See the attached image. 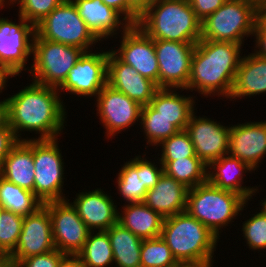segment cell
Listing matches in <instances>:
<instances>
[{
    "label": "cell",
    "instance_id": "obj_19",
    "mask_svg": "<svg viewBox=\"0 0 266 267\" xmlns=\"http://www.w3.org/2000/svg\"><path fill=\"white\" fill-rule=\"evenodd\" d=\"M107 84L126 94L141 106L150 104L159 89L155 82L141 76L133 67L122 62L110 49L107 60Z\"/></svg>",
    "mask_w": 266,
    "mask_h": 267
},
{
    "label": "cell",
    "instance_id": "obj_44",
    "mask_svg": "<svg viewBox=\"0 0 266 267\" xmlns=\"http://www.w3.org/2000/svg\"><path fill=\"white\" fill-rule=\"evenodd\" d=\"M253 36L255 37V47L252 52L260 57L266 58V23L260 17L256 22Z\"/></svg>",
    "mask_w": 266,
    "mask_h": 267
},
{
    "label": "cell",
    "instance_id": "obj_5",
    "mask_svg": "<svg viewBox=\"0 0 266 267\" xmlns=\"http://www.w3.org/2000/svg\"><path fill=\"white\" fill-rule=\"evenodd\" d=\"M248 204L241 195L206 181L188 190L186 211L219 238L222 228H227L228 224L242 215Z\"/></svg>",
    "mask_w": 266,
    "mask_h": 267
},
{
    "label": "cell",
    "instance_id": "obj_48",
    "mask_svg": "<svg viewBox=\"0 0 266 267\" xmlns=\"http://www.w3.org/2000/svg\"><path fill=\"white\" fill-rule=\"evenodd\" d=\"M214 260L198 262H178L174 267H213Z\"/></svg>",
    "mask_w": 266,
    "mask_h": 267
},
{
    "label": "cell",
    "instance_id": "obj_47",
    "mask_svg": "<svg viewBox=\"0 0 266 267\" xmlns=\"http://www.w3.org/2000/svg\"><path fill=\"white\" fill-rule=\"evenodd\" d=\"M9 124L8 116V101L7 98L0 100V128H3Z\"/></svg>",
    "mask_w": 266,
    "mask_h": 267
},
{
    "label": "cell",
    "instance_id": "obj_30",
    "mask_svg": "<svg viewBox=\"0 0 266 267\" xmlns=\"http://www.w3.org/2000/svg\"><path fill=\"white\" fill-rule=\"evenodd\" d=\"M163 172L188 189L207 181V165L198 157H183L173 161H160Z\"/></svg>",
    "mask_w": 266,
    "mask_h": 267
},
{
    "label": "cell",
    "instance_id": "obj_32",
    "mask_svg": "<svg viewBox=\"0 0 266 267\" xmlns=\"http://www.w3.org/2000/svg\"><path fill=\"white\" fill-rule=\"evenodd\" d=\"M139 126L142 128L140 132H143L145 139H147L145 140L147 141L146 150L148 145L156 146L155 150L158 149L157 145L163 140L180 131L170 120L159 115V112L150 104L142 106Z\"/></svg>",
    "mask_w": 266,
    "mask_h": 267
},
{
    "label": "cell",
    "instance_id": "obj_51",
    "mask_svg": "<svg viewBox=\"0 0 266 267\" xmlns=\"http://www.w3.org/2000/svg\"><path fill=\"white\" fill-rule=\"evenodd\" d=\"M0 267H14L7 258L0 257Z\"/></svg>",
    "mask_w": 266,
    "mask_h": 267
},
{
    "label": "cell",
    "instance_id": "obj_2",
    "mask_svg": "<svg viewBox=\"0 0 266 267\" xmlns=\"http://www.w3.org/2000/svg\"><path fill=\"white\" fill-rule=\"evenodd\" d=\"M243 45L228 41L201 39L196 43L191 61L188 90L209 97L228 100L242 58Z\"/></svg>",
    "mask_w": 266,
    "mask_h": 267
},
{
    "label": "cell",
    "instance_id": "obj_17",
    "mask_svg": "<svg viewBox=\"0 0 266 267\" xmlns=\"http://www.w3.org/2000/svg\"><path fill=\"white\" fill-rule=\"evenodd\" d=\"M190 116L186 132L194 145L196 156L207 166L229 153L230 125L225 126L207 116Z\"/></svg>",
    "mask_w": 266,
    "mask_h": 267
},
{
    "label": "cell",
    "instance_id": "obj_15",
    "mask_svg": "<svg viewBox=\"0 0 266 267\" xmlns=\"http://www.w3.org/2000/svg\"><path fill=\"white\" fill-rule=\"evenodd\" d=\"M120 45L112 52L125 64L133 67L141 76H144L159 87V67L151 39L139 26L130 25L120 34Z\"/></svg>",
    "mask_w": 266,
    "mask_h": 267
},
{
    "label": "cell",
    "instance_id": "obj_24",
    "mask_svg": "<svg viewBox=\"0 0 266 267\" xmlns=\"http://www.w3.org/2000/svg\"><path fill=\"white\" fill-rule=\"evenodd\" d=\"M264 93L266 94V58L254 52L243 55L228 99L234 101Z\"/></svg>",
    "mask_w": 266,
    "mask_h": 267
},
{
    "label": "cell",
    "instance_id": "obj_38",
    "mask_svg": "<svg viewBox=\"0 0 266 267\" xmlns=\"http://www.w3.org/2000/svg\"><path fill=\"white\" fill-rule=\"evenodd\" d=\"M64 0H15L12 5H18V13L34 26L39 24Z\"/></svg>",
    "mask_w": 266,
    "mask_h": 267
},
{
    "label": "cell",
    "instance_id": "obj_54",
    "mask_svg": "<svg viewBox=\"0 0 266 267\" xmlns=\"http://www.w3.org/2000/svg\"><path fill=\"white\" fill-rule=\"evenodd\" d=\"M259 7L266 2V0H253Z\"/></svg>",
    "mask_w": 266,
    "mask_h": 267
},
{
    "label": "cell",
    "instance_id": "obj_23",
    "mask_svg": "<svg viewBox=\"0 0 266 267\" xmlns=\"http://www.w3.org/2000/svg\"><path fill=\"white\" fill-rule=\"evenodd\" d=\"M188 188L164 172L145 195L144 203L163 218L186 211Z\"/></svg>",
    "mask_w": 266,
    "mask_h": 267
},
{
    "label": "cell",
    "instance_id": "obj_13",
    "mask_svg": "<svg viewBox=\"0 0 266 267\" xmlns=\"http://www.w3.org/2000/svg\"><path fill=\"white\" fill-rule=\"evenodd\" d=\"M69 201L65 199L43 205L51 217L55 249L64 254H77L83 248L90 230Z\"/></svg>",
    "mask_w": 266,
    "mask_h": 267
},
{
    "label": "cell",
    "instance_id": "obj_52",
    "mask_svg": "<svg viewBox=\"0 0 266 267\" xmlns=\"http://www.w3.org/2000/svg\"><path fill=\"white\" fill-rule=\"evenodd\" d=\"M5 5H6L7 7H8V5L11 6V4H10L7 0H0V10L6 8Z\"/></svg>",
    "mask_w": 266,
    "mask_h": 267
},
{
    "label": "cell",
    "instance_id": "obj_56",
    "mask_svg": "<svg viewBox=\"0 0 266 267\" xmlns=\"http://www.w3.org/2000/svg\"><path fill=\"white\" fill-rule=\"evenodd\" d=\"M3 211L2 206L0 205V217H1V212Z\"/></svg>",
    "mask_w": 266,
    "mask_h": 267
},
{
    "label": "cell",
    "instance_id": "obj_35",
    "mask_svg": "<svg viewBox=\"0 0 266 267\" xmlns=\"http://www.w3.org/2000/svg\"><path fill=\"white\" fill-rule=\"evenodd\" d=\"M24 216L3 210L0 217V257L8 258L16 249Z\"/></svg>",
    "mask_w": 266,
    "mask_h": 267
},
{
    "label": "cell",
    "instance_id": "obj_40",
    "mask_svg": "<svg viewBox=\"0 0 266 267\" xmlns=\"http://www.w3.org/2000/svg\"><path fill=\"white\" fill-rule=\"evenodd\" d=\"M64 253L57 249L19 261L14 267H56Z\"/></svg>",
    "mask_w": 266,
    "mask_h": 267
},
{
    "label": "cell",
    "instance_id": "obj_9",
    "mask_svg": "<svg viewBox=\"0 0 266 267\" xmlns=\"http://www.w3.org/2000/svg\"><path fill=\"white\" fill-rule=\"evenodd\" d=\"M55 139H33L34 194L43 203L68 199L64 194V159Z\"/></svg>",
    "mask_w": 266,
    "mask_h": 267
},
{
    "label": "cell",
    "instance_id": "obj_6",
    "mask_svg": "<svg viewBox=\"0 0 266 267\" xmlns=\"http://www.w3.org/2000/svg\"><path fill=\"white\" fill-rule=\"evenodd\" d=\"M260 7L252 0H227L201 25V39L228 41L244 46V38L253 37Z\"/></svg>",
    "mask_w": 266,
    "mask_h": 267
},
{
    "label": "cell",
    "instance_id": "obj_28",
    "mask_svg": "<svg viewBox=\"0 0 266 267\" xmlns=\"http://www.w3.org/2000/svg\"><path fill=\"white\" fill-rule=\"evenodd\" d=\"M116 267H141L140 251L143 239L118 222L107 230Z\"/></svg>",
    "mask_w": 266,
    "mask_h": 267
},
{
    "label": "cell",
    "instance_id": "obj_36",
    "mask_svg": "<svg viewBox=\"0 0 266 267\" xmlns=\"http://www.w3.org/2000/svg\"><path fill=\"white\" fill-rule=\"evenodd\" d=\"M162 147L160 161H173L185 157H197L194 145L186 130L177 132L163 140L157 147Z\"/></svg>",
    "mask_w": 266,
    "mask_h": 267
},
{
    "label": "cell",
    "instance_id": "obj_27",
    "mask_svg": "<svg viewBox=\"0 0 266 267\" xmlns=\"http://www.w3.org/2000/svg\"><path fill=\"white\" fill-rule=\"evenodd\" d=\"M118 209V223L142 238H156L161 235L164 218L144 202L126 203Z\"/></svg>",
    "mask_w": 266,
    "mask_h": 267
},
{
    "label": "cell",
    "instance_id": "obj_26",
    "mask_svg": "<svg viewBox=\"0 0 266 267\" xmlns=\"http://www.w3.org/2000/svg\"><path fill=\"white\" fill-rule=\"evenodd\" d=\"M159 88L150 101V105L159 112V115L170 120L180 131L185 130L190 116L197 111L193 95L179 94L184 88ZM179 91V92H177Z\"/></svg>",
    "mask_w": 266,
    "mask_h": 267
},
{
    "label": "cell",
    "instance_id": "obj_16",
    "mask_svg": "<svg viewBox=\"0 0 266 267\" xmlns=\"http://www.w3.org/2000/svg\"><path fill=\"white\" fill-rule=\"evenodd\" d=\"M56 250L48 209L43 205L36 212L24 216L21 233L14 252L7 258L15 266L31 256Z\"/></svg>",
    "mask_w": 266,
    "mask_h": 267
},
{
    "label": "cell",
    "instance_id": "obj_29",
    "mask_svg": "<svg viewBox=\"0 0 266 267\" xmlns=\"http://www.w3.org/2000/svg\"><path fill=\"white\" fill-rule=\"evenodd\" d=\"M0 205L3 210L26 216L36 212L43 203L30 190L0 176Z\"/></svg>",
    "mask_w": 266,
    "mask_h": 267
},
{
    "label": "cell",
    "instance_id": "obj_18",
    "mask_svg": "<svg viewBox=\"0 0 266 267\" xmlns=\"http://www.w3.org/2000/svg\"><path fill=\"white\" fill-rule=\"evenodd\" d=\"M228 154L257 170L266 157V121L231 124Z\"/></svg>",
    "mask_w": 266,
    "mask_h": 267
},
{
    "label": "cell",
    "instance_id": "obj_3",
    "mask_svg": "<svg viewBox=\"0 0 266 267\" xmlns=\"http://www.w3.org/2000/svg\"><path fill=\"white\" fill-rule=\"evenodd\" d=\"M201 25L188 0H155L137 23L153 40L195 44L201 40Z\"/></svg>",
    "mask_w": 266,
    "mask_h": 267
},
{
    "label": "cell",
    "instance_id": "obj_1",
    "mask_svg": "<svg viewBox=\"0 0 266 267\" xmlns=\"http://www.w3.org/2000/svg\"><path fill=\"white\" fill-rule=\"evenodd\" d=\"M7 101L9 126L19 141L28 140L29 137L22 138V132L26 131L40 134L38 138L30 136L29 139H55L67 126L66 106L56 87L32 81L9 95Z\"/></svg>",
    "mask_w": 266,
    "mask_h": 267
},
{
    "label": "cell",
    "instance_id": "obj_21",
    "mask_svg": "<svg viewBox=\"0 0 266 267\" xmlns=\"http://www.w3.org/2000/svg\"><path fill=\"white\" fill-rule=\"evenodd\" d=\"M71 1L88 29L101 42L110 37L115 38L117 34H122L131 25L119 12L101 0Z\"/></svg>",
    "mask_w": 266,
    "mask_h": 267
},
{
    "label": "cell",
    "instance_id": "obj_41",
    "mask_svg": "<svg viewBox=\"0 0 266 267\" xmlns=\"http://www.w3.org/2000/svg\"><path fill=\"white\" fill-rule=\"evenodd\" d=\"M227 0H188L196 17L202 22L218 10Z\"/></svg>",
    "mask_w": 266,
    "mask_h": 267
},
{
    "label": "cell",
    "instance_id": "obj_14",
    "mask_svg": "<svg viewBox=\"0 0 266 267\" xmlns=\"http://www.w3.org/2000/svg\"><path fill=\"white\" fill-rule=\"evenodd\" d=\"M195 43L154 40L159 88H186L189 83Z\"/></svg>",
    "mask_w": 266,
    "mask_h": 267
},
{
    "label": "cell",
    "instance_id": "obj_49",
    "mask_svg": "<svg viewBox=\"0 0 266 267\" xmlns=\"http://www.w3.org/2000/svg\"><path fill=\"white\" fill-rule=\"evenodd\" d=\"M12 78L9 77L1 68H0V94L3 92V90L6 88V86L8 87L9 85H7L8 80Z\"/></svg>",
    "mask_w": 266,
    "mask_h": 267
},
{
    "label": "cell",
    "instance_id": "obj_8",
    "mask_svg": "<svg viewBox=\"0 0 266 267\" xmlns=\"http://www.w3.org/2000/svg\"><path fill=\"white\" fill-rule=\"evenodd\" d=\"M35 33L41 39L78 47L85 52L101 43L88 29L71 0L61 2L35 26Z\"/></svg>",
    "mask_w": 266,
    "mask_h": 267
},
{
    "label": "cell",
    "instance_id": "obj_46",
    "mask_svg": "<svg viewBox=\"0 0 266 267\" xmlns=\"http://www.w3.org/2000/svg\"><path fill=\"white\" fill-rule=\"evenodd\" d=\"M107 6L115 9L126 19V0H101Z\"/></svg>",
    "mask_w": 266,
    "mask_h": 267
},
{
    "label": "cell",
    "instance_id": "obj_33",
    "mask_svg": "<svg viewBox=\"0 0 266 267\" xmlns=\"http://www.w3.org/2000/svg\"><path fill=\"white\" fill-rule=\"evenodd\" d=\"M121 166L116 178L117 193L126 203L143 202L148 191L137 176V156Z\"/></svg>",
    "mask_w": 266,
    "mask_h": 267
},
{
    "label": "cell",
    "instance_id": "obj_31",
    "mask_svg": "<svg viewBox=\"0 0 266 267\" xmlns=\"http://www.w3.org/2000/svg\"><path fill=\"white\" fill-rule=\"evenodd\" d=\"M77 255L83 267L114 266L113 252L107 231H90L83 248Z\"/></svg>",
    "mask_w": 266,
    "mask_h": 267
},
{
    "label": "cell",
    "instance_id": "obj_12",
    "mask_svg": "<svg viewBox=\"0 0 266 267\" xmlns=\"http://www.w3.org/2000/svg\"><path fill=\"white\" fill-rule=\"evenodd\" d=\"M96 115L106 129L105 137L110 139L121 133L122 130L140 123L142 106L130 99L126 94L119 92L108 84L95 98ZM137 121V122H136Z\"/></svg>",
    "mask_w": 266,
    "mask_h": 267
},
{
    "label": "cell",
    "instance_id": "obj_22",
    "mask_svg": "<svg viewBox=\"0 0 266 267\" xmlns=\"http://www.w3.org/2000/svg\"><path fill=\"white\" fill-rule=\"evenodd\" d=\"M252 171L255 170L247 163L227 154L207 166V181L220 189L241 195L246 201H252V197L259 193V186L243 185V176Z\"/></svg>",
    "mask_w": 266,
    "mask_h": 267
},
{
    "label": "cell",
    "instance_id": "obj_45",
    "mask_svg": "<svg viewBox=\"0 0 266 267\" xmlns=\"http://www.w3.org/2000/svg\"><path fill=\"white\" fill-rule=\"evenodd\" d=\"M56 267H83L77 254H64Z\"/></svg>",
    "mask_w": 266,
    "mask_h": 267
},
{
    "label": "cell",
    "instance_id": "obj_39",
    "mask_svg": "<svg viewBox=\"0 0 266 267\" xmlns=\"http://www.w3.org/2000/svg\"><path fill=\"white\" fill-rule=\"evenodd\" d=\"M146 158V154H137V176L142 181L147 190L153 188L158 182V179L163 174V166L160 160L155 164L152 159ZM160 162V163H159ZM157 165V166H156ZM159 166V167H158Z\"/></svg>",
    "mask_w": 266,
    "mask_h": 267
},
{
    "label": "cell",
    "instance_id": "obj_42",
    "mask_svg": "<svg viewBox=\"0 0 266 267\" xmlns=\"http://www.w3.org/2000/svg\"><path fill=\"white\" fill-rule=\"evenodd\" d=\"M155 0H126V20L131 25H137L140 16Z\"/></svg>",
    "mask_w": 266,
    "mask_h": 267
},
{
    "label": "cell",
    "instance_id": "obj_34",
    "mask_svg": "<svg viewBox=\"0 0 266 267\" xmlns=\"http://www.w3.org/2000/svg\"><path fill=\"white\" fill-rule=\"evenodd\" d=\"M140 261L141 267H174L178 263L161 236L143 239Z\"/></svg>",
    "mask_w": 266,
    "mask_h": 267
},
{
    "label": "cell",
    "instance_id": "obj_11",
    "mask_svg": "<svg viewBox=\"0 0 266 267\" xmlns=\"http://www.w3.org/2000/svg\"><path fill=\"white\" fill-rule=\"evenodd\" d=\"M109 50L85 52L69 71L65 81L57 88L62 92L80 98L97 97L107 84V60ZM68 92V93H67Z\"/></svg>",
    "mask_w": 266,
    "mask_h": 267
},
{
    "label": "cell",
    "instance_id": "obj_37",
    "mask_svg": "<svg viewBox=\"0 0 266 267\" xmlns=\"http://www.w3.org/2000/svg\"><path fill=\"white\" fill-rule=\"evenodd\" d=\"M255 213L242 223L241 232L249 250H257L259 253L260 250H266V212L259 207Z\"/></svg>",
    "mask_w": 266,
    "mask_h": 267
},
{
    "label": "cell",
    "instance_id": "obj_43",
    "mask_svg": "<svg viewBox=\"0 0 266 267\" xmlns=\"http://www.w3.org/2000/svg\"><path fill=\"white\" fill-rule=\"evenodd\" d=\"M19 142L9 124L0 128V166L11 149Z\"/></svg>",
    "mask_w": 266,
    "mask_h": 267
},
{
    "label": "cell",
    "instance_id": "obj_20",
    "mask_svg": "<svg viewBox=\"0 0 266 267\" xmlns=\"http://www.w3.org/2000/svg\"><path fill=\"white\" fill-rule=\"evenodd\" d=\"M75 196L71 203L90 231H107L118 222L117 203L103 189L84 190Z\"/></svg>",
    "mask_w": 266,
    "mask_h": 267
},
{
    "label": "cell",
    "instance_id": "obj_4",
    "mask_svg": "<svg viewBox=\"0 0 266 267\" xmlns=\"http://www.w3.org/2000/svg\"><path fill=\"white\" fill-rule=\"evenodd\" d=\"M160 236L178 262L215 260L221 239L187 211L164 218Z\"/></svg>",
    "mask_w": 266,
    "mask_h": 267
},
{
    "label": "cell",
    "instance_id": "obj_50",
    "mask_svg": "<svg viewBox=\"0 0 266 267\" xmlns=\"http://www.w3.org/2000/svg\"><path fill=\"white\" fill-rule=\"evenodd\" d=\"M260 18L266 23V2L260 6Z\"/></svg>",
    "mask_w": 266,
    "mask_h": 267
},
{
    "label": "cell",
    "instance_id": "obj_25",
    "mask_svg": "<svg viewBox=\"0 0 266 267\" xmlns=\"http://www.w3.org/2000/svg\"><path fill=\"white\" fill-rule=\"evenodd\" d=\"M0 176L34 193L33 139L19 141L4 158Z\"/></svg>",
    "mask_w": 266,
    "mask_h": 267
},
{
    "label": "cell",
    "instance_id": "obj_10",
    "mask_svg": "<svg viewBox=\"0 0 266 267\" xmlns=\"http://www.w3.org/2000/svg\"><path fill=\"white\" fill-rule=\"evenodd\" d=\"M18 18L19 23H16V20L0 16V68L13 78L22 71H30L26 64L32 57L35 35V26L19 14Z\"/></svg>",
    "mask_w": 266,
    "mask_h": 267
},
{
    "label": "cell",
    "instance_id": "obj_55",
    "mask_svg": "<svg viewBox=\"0 0 266 267\" xmlns=\"http://www.w3.org/2000/svg\"><path fill=\"white\" fill-rule=\"evenodd\" d=\"M11 5L15 0H7Z\"/></svg>",
    "mask_w": 266,
    "mask_h": 267
},
{
    "label": "cell",
    "instance_id": "obj_7",
    "mask_svg": "<svg viewBox=\"0 0 266 267\" xmlns=\"http://www.w3.org/2000/svg\"><path fill=\"white\" fill-rule=\"evenodd\" d=\"M84 53L78 47L41 39L35 33L31 58L33 63L29 64L32 81L58 88Z\"/></svg>",
    "mask_w": 266,
    "mask_h": 267
},
{
    "label": "cell",
    "instance_id": "obj_53",
    "mask_svg": "<svg viewBox=\"0 0 266 267\" xmlns=\"http://www.w3.org/2000/svg\"><path fill=\"white\" fill-rule=\"evenodd\" d=\"M262 202L259 203L260 206H262L261 208L266 212V198L261 200Z\"/></svg>",
    "mask_w": 266,
    "mask_h": 267
}]
</instances>
